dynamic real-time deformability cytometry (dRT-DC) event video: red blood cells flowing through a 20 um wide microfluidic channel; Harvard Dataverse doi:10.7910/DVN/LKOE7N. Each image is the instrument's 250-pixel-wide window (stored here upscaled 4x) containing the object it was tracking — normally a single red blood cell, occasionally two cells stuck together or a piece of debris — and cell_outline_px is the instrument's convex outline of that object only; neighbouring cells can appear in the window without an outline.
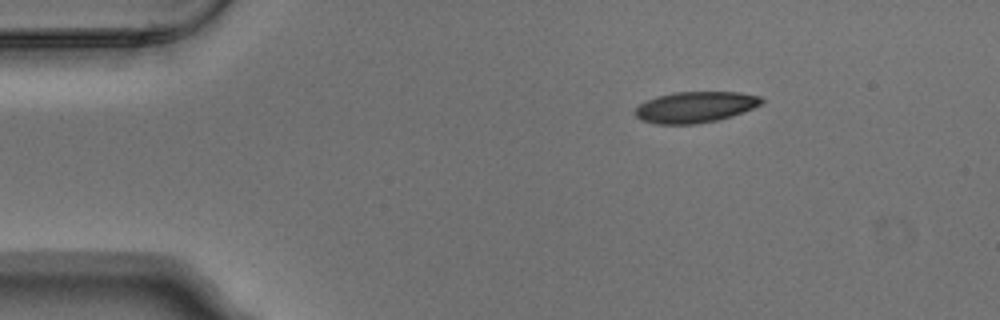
{"species": "Egyptian fruit bat (a non-hibernating species)", "species_latin": "Rousettus aegyptiacus", "temperature_condition": "warm", "stored_images_in_passage": 3, "camera_frame_rate_fps": 3000, "um_per_image_px": 0.085, "animal": {"sex": "male"}, "frame": {"image": 1, "passage_image": 1, "time_ms": 0.0, "image_size_px": [1000, 320], "cell_outline_px": [[764, 100], [760, 104], [752, 108], [732, 116], [716, 120], [696, 124], [656, 124], [640, 120], [632, 112], [640, 104], [656, 96], [676, 92], [740, 92], [760, 96]], "centroid_in_image_um": [59.06, 9.1], "position_along_channel_um": 25.9, "area_um2": 22.83}}